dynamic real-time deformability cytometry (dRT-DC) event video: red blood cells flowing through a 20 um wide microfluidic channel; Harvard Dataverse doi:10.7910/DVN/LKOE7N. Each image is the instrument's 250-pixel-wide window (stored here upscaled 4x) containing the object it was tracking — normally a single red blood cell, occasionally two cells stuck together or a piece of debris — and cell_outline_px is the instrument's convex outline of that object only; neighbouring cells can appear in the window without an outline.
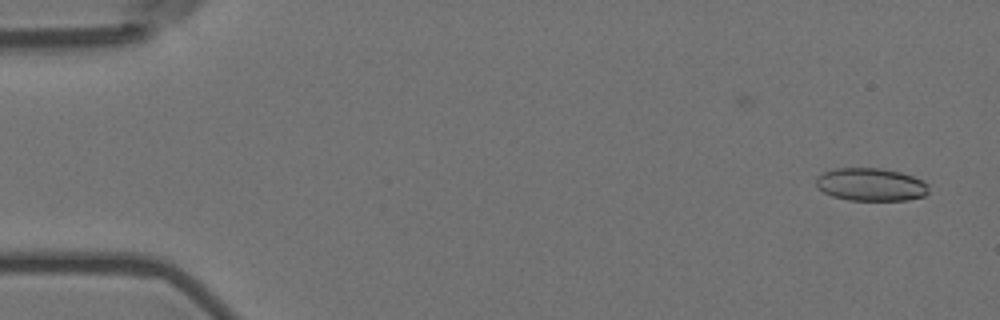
{"species": "Egyptian fruit bat (a non-hibernating species)", "species_latin": "Rousettus aegyptiacus", "temperature_condition": "room temperature", "stored_images_in_passage": 3, "camera_frame_rate_fps": 3000, "um_per_image_px": 0.085, "animal": {"sex": "female"}, "frame": {"image": 1, "passage_image": 3, "time_ms": 0.667, "image_size_px": [1000, 320], "cell_outline_px": [[928, 192], [924, 196], [908, 200], [848, 200], [832, 196], [816, 188], [816, 176], [824, 172], [836, 168], [884, 168], [900, 172], [912, 176], [928, 184]], "centroid_in_image_um": [74.0, 15.68], "position_along_channel_um": 11.0, "area_um2": 21.68}}